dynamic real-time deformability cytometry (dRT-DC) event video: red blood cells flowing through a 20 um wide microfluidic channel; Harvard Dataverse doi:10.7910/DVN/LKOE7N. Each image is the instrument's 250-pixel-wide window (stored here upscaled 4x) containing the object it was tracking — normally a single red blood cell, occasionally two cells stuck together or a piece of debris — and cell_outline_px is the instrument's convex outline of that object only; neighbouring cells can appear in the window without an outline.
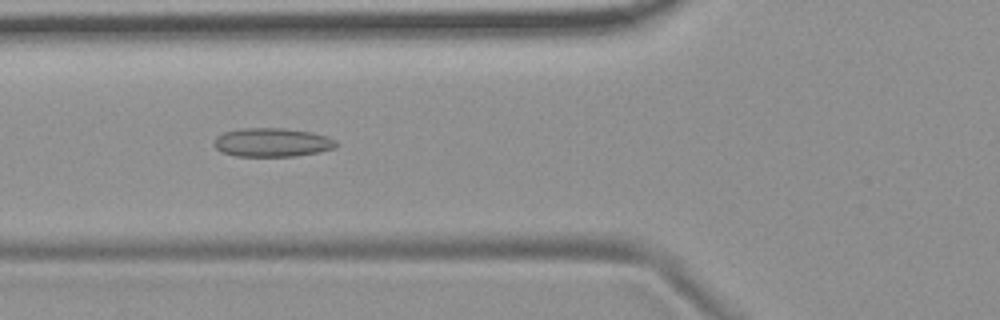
{"species": "common noctule bat (a hibernating species)", "species_latin": "Nyctalus noctula", "temperature_condition": "room temperature", "stored_images_in_passage": 54, "camera_frame_rate_fps": 3000, "um_per_image_px": 0.085, "animal": {"sex": "female", "body_mass_g": 19.9}, "frame": {"image": 1, "passage_image": 20, "time_ms": 6.333, "image_size_px": [1000, 320], "cell_outline_px": [[340, 144], [336, 148], [320, 152], [296, 156], [236, 156], [220, 152], [212, 144], [216, 136], [224, 132], [240, 128], [284, 128], [312, 132], [328, 136], [336, 140]], "centroid_in_image_um": [23.15, 12.1], "position_along_channel_um": 102.6, "area_um2": 20.87}}
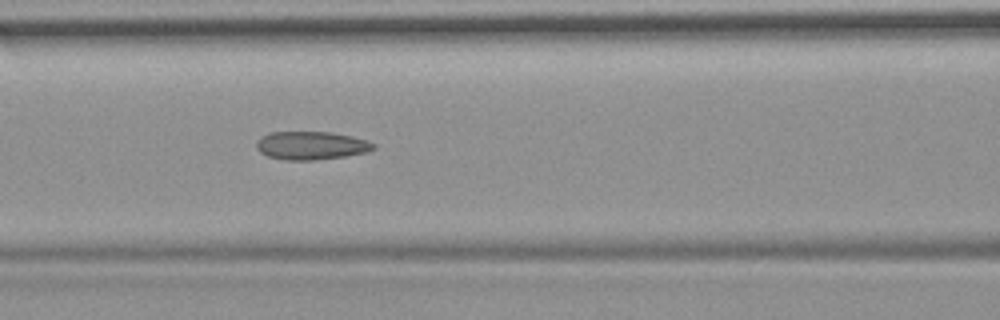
{"frame": {"image": 2, "passage_image": 23, "time_ms": 7.333, "image_size_px": [1000, 320], "cell_outline_px": [[376, 148], [368, 152], [344, 156], [312, 160], [284, 160], [268, 156], [260, 152], [256, 148], [256, 140], [260, 136], [268, 132], [332, 132], [352, 136], [368, 140], [376, 144]], "centroid_in_image_um": [26.45, 12.36], "position_along_channel_um": 140.2, "area_um2": 19.48}}
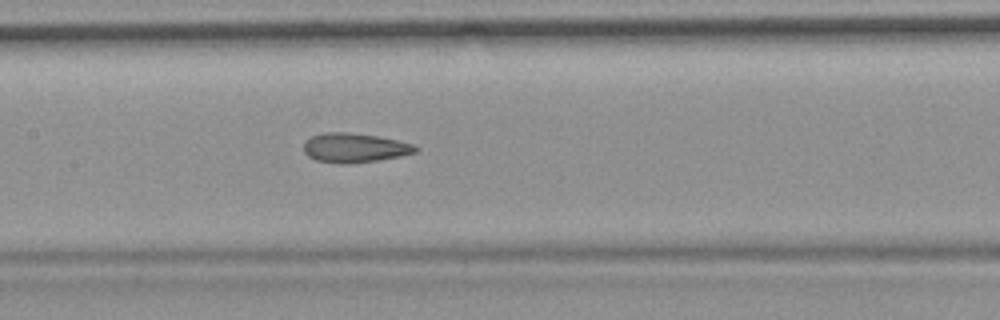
{"frame": {"image": 3, "passage_image": 26, "time_ms": 8.333, "image_size_px": [1000, 320], "cell_outline_px": [[420, 148], [416, 152], [400, 156], [376, 160], [348, 164], [340, 164], [316, 160], [308, 156], [304, 152], [304, 144], [312, 136], [324, 132], [348, 132], [380, 136], [412, 144]], "centroid_in_image_um": [30.14, 12.56], "position_along_channel_um": 177.3, "area_um2": 19.07}, "authors_computed_cell_mechanics": {"area_um2": 19.5942, "velocity_mm_per_s": 3.7183, "shape_relaxation_time_tau1_ms": null, "shape_relaxation_time_tau2_ms": 2.6066, "deformation_change_tau1": null, "deformation_change_tau2": 0.1103}}